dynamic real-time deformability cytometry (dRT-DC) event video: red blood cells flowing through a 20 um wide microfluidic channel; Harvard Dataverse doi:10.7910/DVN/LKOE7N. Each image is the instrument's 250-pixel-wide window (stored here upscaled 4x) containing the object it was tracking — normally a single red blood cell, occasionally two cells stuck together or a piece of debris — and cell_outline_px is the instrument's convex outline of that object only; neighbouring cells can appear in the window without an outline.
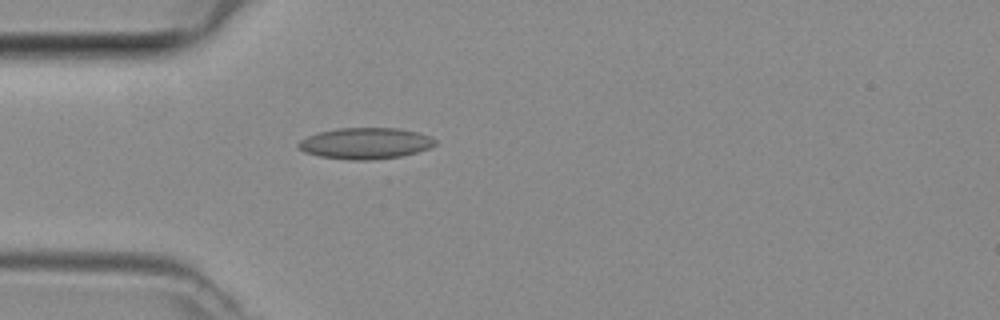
{"species": "common noctule bat (a hibernating species)", "species_latin": "Nyctalus noctula", "temperature_condition": "room temperature", "stored_images_in_passage": 2, "camera_frame_rate_fps": 3000, "um_per_image_px": 0.085, "animal": {"sex": "female", "body_mass_g": 29.2, "forearm_length_mm": 56.3}, "frame": {"image": 1, "passage_image": 2, "time_ms": 0.333, "image_size_px": [1000, 320], "cell_outline_px": [[436, 144], [428, 148], [416, 152], [400, 156], [368, 160], [352, 160], [320, 156], [304, 152], [296, 144], [300, 140], [308, 136], [320, 132], [340, 128], [396, 128], [416, 132], [428, 136], [436, 140]], "centroid_in_image_um": [31.04, 12.18], "position_along_channel_um": 54.0, "area_um2": 24.51}}